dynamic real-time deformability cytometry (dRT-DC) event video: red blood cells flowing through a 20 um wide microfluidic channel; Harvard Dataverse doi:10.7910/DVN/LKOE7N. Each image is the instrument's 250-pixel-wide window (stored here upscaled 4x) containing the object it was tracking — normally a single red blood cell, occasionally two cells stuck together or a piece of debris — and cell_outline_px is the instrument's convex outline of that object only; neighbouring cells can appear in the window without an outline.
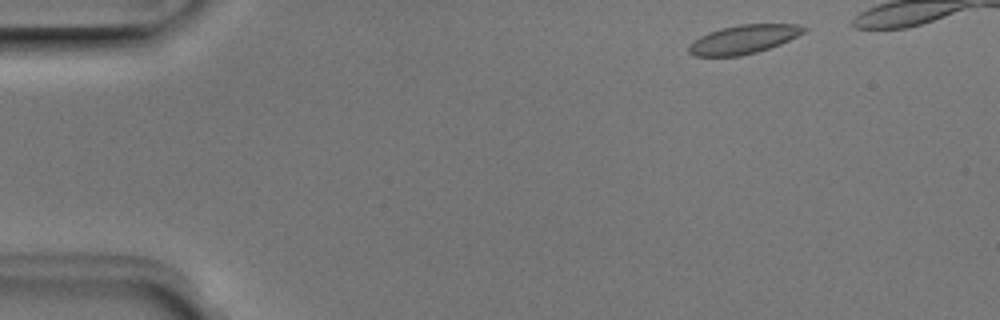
{"species": "Egyptian fruit bat (a non-hibernating species)", "species_latin": "Rousettus aegyptiacus", "temperature_condition": "room temperature", "stored_images_in_passage": 4, "camera_frame_rate_fps": 3000, "um_per_image_px": 0.085, "animal": {"sex": "male"}, "frame": {"image": 1, "passage_image": 1, "time_ms": 0.0, "image_size_px": [1000, 320], "cell_outline_px": [[808, 28], [804, 32], [780, 44], [756, 52], [740, 56], [696, 56], [688, 52], [688, 48], [700, 36], [708, 32], [720, 28], [740, 24], [800, 24]], "centroid_in_image_um": [63.22, 3.33], "position_along_channel_um": 21.8, "area_um2": 19.07}}